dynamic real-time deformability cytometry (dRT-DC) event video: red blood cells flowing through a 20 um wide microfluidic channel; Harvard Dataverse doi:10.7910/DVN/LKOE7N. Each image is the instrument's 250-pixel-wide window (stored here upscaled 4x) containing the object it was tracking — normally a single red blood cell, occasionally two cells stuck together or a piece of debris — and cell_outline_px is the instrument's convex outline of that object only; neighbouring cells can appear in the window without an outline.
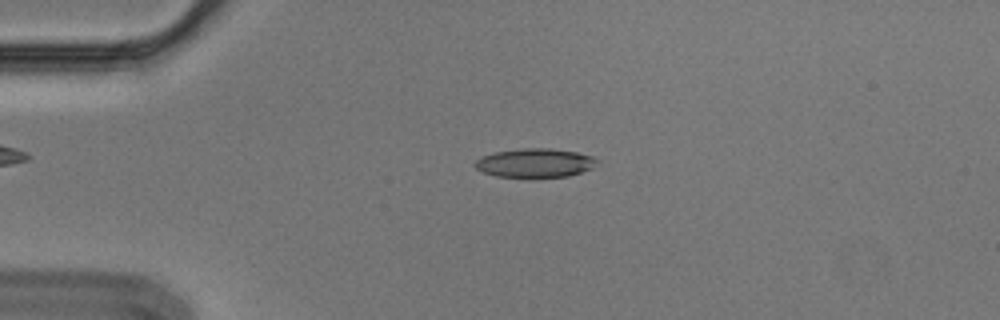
{"species": "Egyptian fruit bat (a non-hibernating species)", "species_latin": "Rousettus aegyptiacus", "temperature_condition": "cold", "stored_images_in_passage": 3, "camera_frame_rate_fps": 3000, "um_per_image_px": 0.085, "animal": {"sex": "male"}, "frame": {"image": 1, "passage_image": 2, "time_ms": 0.333, "image_size_px": [1000, 320], "cell_outline_px": [[600, 160], [592, 168], [568, 176], [496, 176], [484, 172], [476, 168], [472, 164], [476, 160], [484, 156], [496, 152], [520, 148], [552, 148], [576, 152], [592, 156]], "centroid_in_image_um": [45.49, 13.83], "position_along_channel_um": 39.5, "area_um2": 20.23}}